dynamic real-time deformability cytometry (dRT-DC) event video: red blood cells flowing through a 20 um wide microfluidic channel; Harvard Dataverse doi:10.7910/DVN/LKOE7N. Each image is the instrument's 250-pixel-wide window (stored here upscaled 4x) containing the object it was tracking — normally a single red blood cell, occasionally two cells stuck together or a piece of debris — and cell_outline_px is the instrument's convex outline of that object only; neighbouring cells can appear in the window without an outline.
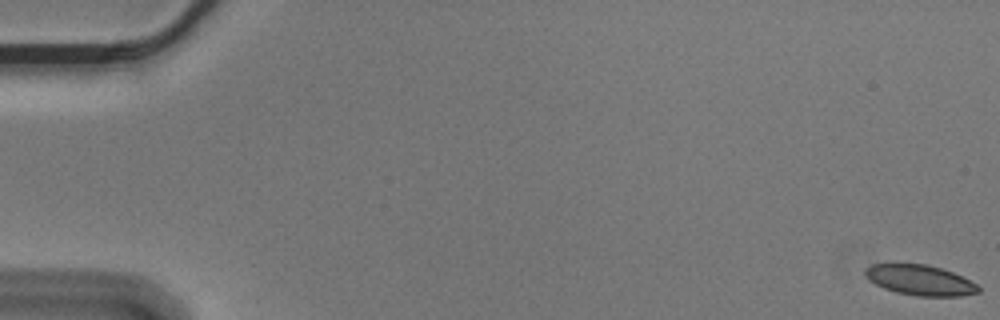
{"species": "Egyptian fruit bat (a non-hibernating species)", "species_latin": "Rousettus aegyptiacus", "temperature_condition": "cold", "stored_images_in_passage": 39, "camera_frame_rate_fps": 3000, "um_per_image_px": 0.085, "animal": {"sex": "male"}, "frame": {"image": 1, "passage_image": 1, "time_ms": 0.0, "image_size_px": [1000, 320], "cell_outline_px": [[980, 292], [960, 296], [916, 296], [896, 292], [884, 288], [868, 280], [864, 276], [864, 268], [872, 264], [888, 260], [896, 260], [924, 264], [940, 268], [952, 272], [976, 284], [980, 288]], "centroid_in_image_um": [78.08, 23.75], "position_along_channel_um": 6.9, "area_um2": 20.75}}
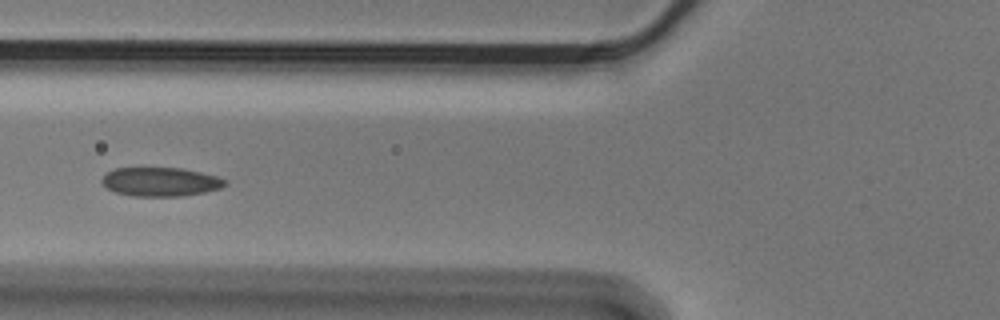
{"frame": {"image": 2, "passage_image": 23, "time_ms": 7.333, "image_size_px": [1000, 320], "cell_outline_px": [[228, 184], [220, 188], [204, 192], [184, 196], [132, 196], [116, 192], [104, 188], [100, 180], [108, 172], [116, 168], [184, 168], [216, 176], [228, 180]], "centroid_in_image_um": [13.64, 15.46], "position_along_channel_um": 112.2, "area_um2": 20.87}}
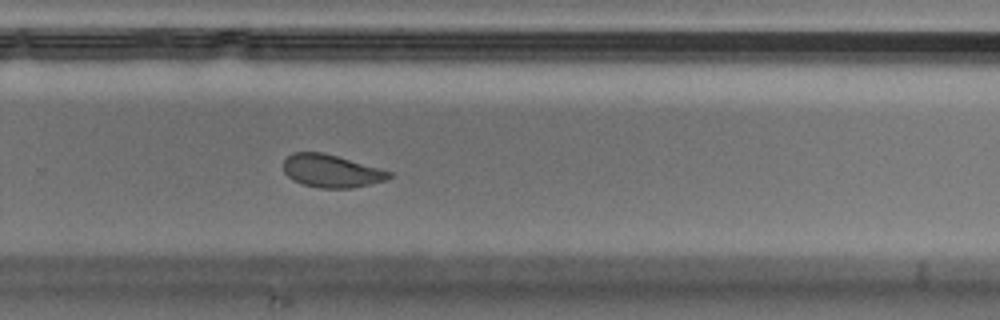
{"frame": {"image": 3, "passage_image": 39, "time_ms": 12.667, "image_size_px": [1000, 320], "cell_outline_px": [[392, 176], [388, 180], [352, 188], [320, 188], [304, 184], [292, 180], [284, 172], [284, 160], [292, 152], [324, 152], [392, 172]], "centroid_in_image_um": [28.17, 14.53], "position_along_channel_um": 301.6, "area_um2": 20.17}}